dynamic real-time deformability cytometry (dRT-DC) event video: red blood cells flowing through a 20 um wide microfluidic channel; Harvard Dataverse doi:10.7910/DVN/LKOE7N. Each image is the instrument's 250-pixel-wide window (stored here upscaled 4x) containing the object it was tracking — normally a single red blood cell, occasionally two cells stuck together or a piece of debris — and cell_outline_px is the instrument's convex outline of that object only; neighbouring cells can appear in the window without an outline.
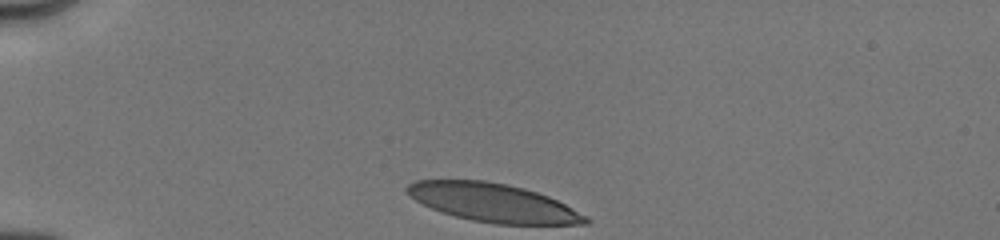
{"species": "human", "species_latin": "Homo sapiens", "temperature_condition": "cold", "stored_images_in_passage": 20, "camera_frame_rate_fps": 3000, "um_per_image_px": 0.085, "donor": {"sex": "male"}, "frame": {"image": 1, "passage_image": 1, "time_ms": 0.0, "image_size_px": [1000, 240], "cell_outline_px": [[592, 220], [588, 224], [496, 224], [472, 220], [456, 216], [432, 208], [416, 200], [404, 188], [408, 184], [416, 180], [484, 180], [508, 184], [524, 188], [548, 196], [588, 216]], "centroid_in_image_um": [41.96, 17.22], "position_along_channel_um": 43.0, "area_um2": 39.65}}
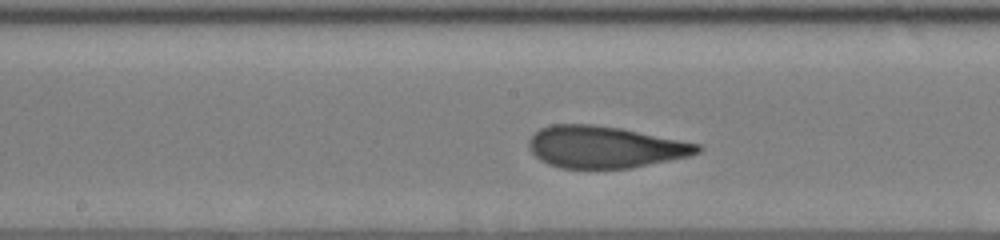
{"frame": {"image": 2, "passage_image": 12, "time_ms": 5.0, "image_size_px": [1000, 240], "cell_outline_px": [[704, 148], [700, 152], [688, 156], [632, 168], [560, 168], [548, 164], [540, 160], [528, 148], [528, 140], [540, 128], [552, 124], [592, 124], [620, 128], [700, 144]], "centroid_in_image_um": [51.39, 12.5], "position_along_channel_um": 196.8, "area_um2": 41.04}}
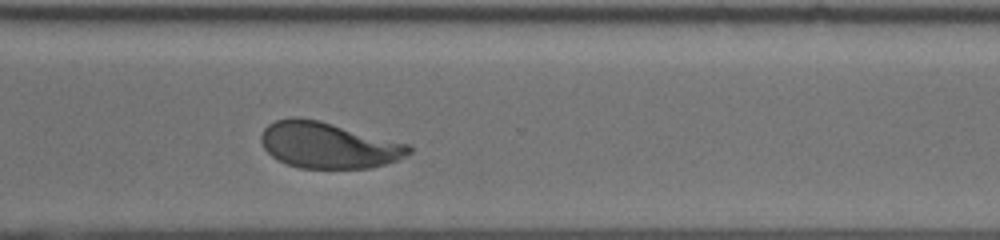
{"frame": {"image": 3, "passage_image": 20, "time_ms": 8.667, "image_size_px": [1000, 240], "cell_outline_px": [[412, 152], [396, 160], [384, 164], [368, 168], [300, 168], [276, 160], [264, 148], [260, 140], [260, 136], [264, 128], [268, 124], [276, 120], [292, 116], [296, 116], [320, 120], [408, 144], [412, 148]], "centroid_in_image_um": [27.86, 12.33], "position_along_channel_um": 342.7, "area_um2": 39.65}}